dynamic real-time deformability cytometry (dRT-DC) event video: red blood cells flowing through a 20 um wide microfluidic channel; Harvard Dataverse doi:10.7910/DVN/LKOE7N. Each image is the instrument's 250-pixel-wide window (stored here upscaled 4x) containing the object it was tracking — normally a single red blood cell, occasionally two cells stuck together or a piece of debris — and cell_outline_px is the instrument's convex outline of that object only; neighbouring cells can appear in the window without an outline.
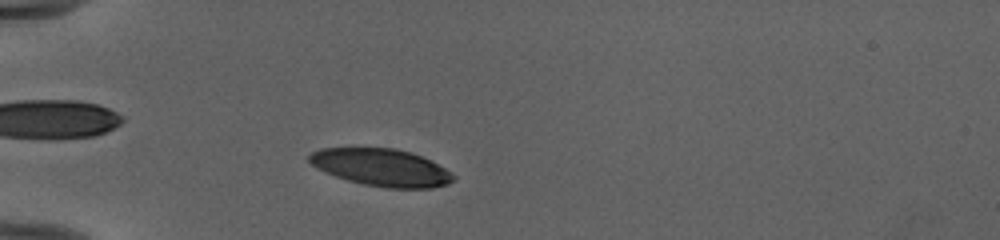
{"species": "human", "species_latin": "Homo sapiens", "temperature_condition": "cold", "stored_images_in_passage": 42, "camera_frame_rate_fps": 3000, "um_per_image_px": 0.085, "donor": {"sex": "female"}, "frame": {"image": 1, "passage_image": 6, "time_ms": 1.667, "image_size_px": [1000, 240], "cell_outline_px": [[456, 180], [448, 184], [432, 188], [384, 188], [364, 184], [348, 180], [324, 172], [316, 168], [308, 160], [308, 156], [312, 152], [320, 148], [396, 148], [412, 152], [444, 168], [456, 176]], "centroid_in_image_um": [32.41, 14.24], "position_along_channel_um": 52.6, "area_um2": 31.33}}
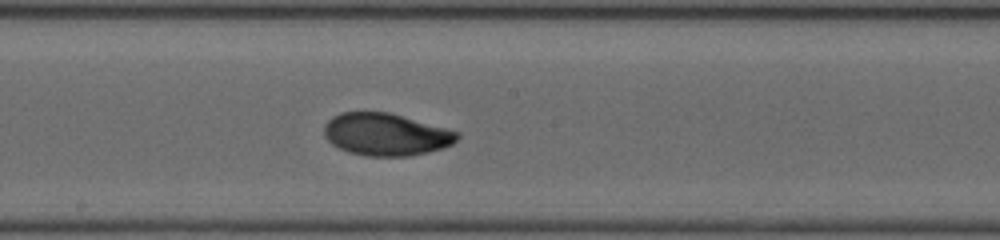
{"frame": {"image": 2, "passage_image": 20, "time_ms": 6.333, "image_size_px": [1000, 240], "cell_outline_px": [[460, 136], [452, 144], [428, 152], [408, 156], [364, 156], [348, 152], [332, 144], [324, 136], [324, 124], [332, 116], [340, 112], [388, 112], [460, 132]], "centroid_in_image_um": [32.77, 11.42], "position_along_channel_um": 215.4, "area_um2": 32.77}}
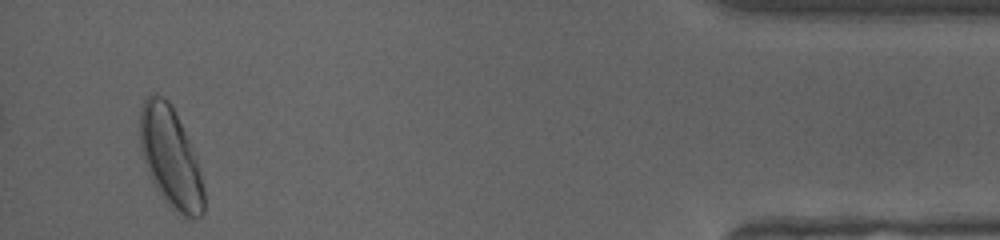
{"frame": {"image": 3, "passage_image": 40, "time_ms": 13.0, "image_size_px": [1000, 240], "cell_outline_px": [[204, 212], [200, 216], [192, 220], [184, 216], [172, 208], [164, 200], [156, 188], [148, 172], [140, 152], [140, 108], [144, 100], [152, 92], [156, 92], [164, 96], [172, 104], [192, 144], [200, 168], [204, 188]], "centroid_in_image_um": [14.51, 13.35], "position_along_channel_um": 420.7, "area_um2": 38.03}, "authors_computed_cell_mechanics": {"area_um2": 32.7437, "velocity_mm_per_s": 3.9832, "shape_relaxation_time_tau1_ms": 3.5513, "shape_relaxation_time_tau2_ms": 1.5702, "deformation_change_tau1": 0.1713, "deformation_change_tau2": 0.0502}}